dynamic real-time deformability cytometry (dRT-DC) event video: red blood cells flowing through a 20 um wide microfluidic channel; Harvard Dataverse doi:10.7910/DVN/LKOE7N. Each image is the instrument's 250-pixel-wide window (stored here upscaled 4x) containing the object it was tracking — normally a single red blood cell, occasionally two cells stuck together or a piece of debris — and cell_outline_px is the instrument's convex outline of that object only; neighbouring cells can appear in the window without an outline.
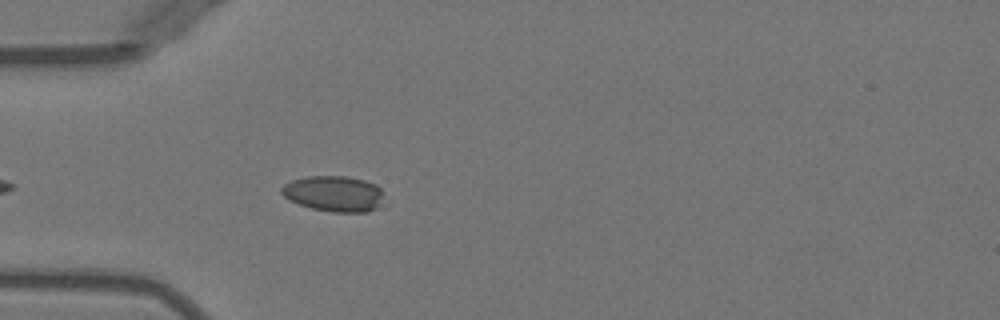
{"species": "Egyptian fruit bat (a non-hibernating species)", "species_latin": "Rousettus aegyptiacus", "temperature_condition": "warm", "stored_images_in_passage": 18, "camera_frame_rate_fps": 3000, "um_per_image_px": 0.085, "animal": {"sex": "female"}, "frame": {"image": 1, "passage_image": 5, "time_ms": 1.333, "image_size_px": [1000, 320], "cell_outline_px": [[380, 196], [376, 208], [364, 212], [332, 212], [312, 208], [300, 204], [284, 196], [280, 192], [280, 188], [284, 184], [292, 180], [308, 176], [348, 176], [364, 180], [376, 184], [380, 188]], "centroid_in_image_um": [28.33, 16.44], "position_along_channel_um": 56.7, "area_um2": 20.92}}
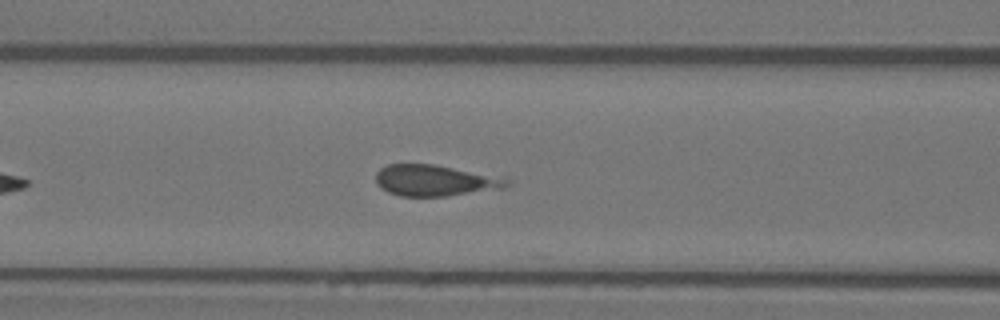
{"frame": {"image": 2, "passage_image": 11, "time_ms": 3.333, "image_size_px": [1000, 320], "cell_outline_px": [[512, 184], [508, 188], [444, 196], [400, 196], [388, 192], [380, 188], [376, 184], [376, 172], [380, 168], [388, 164], [436, 164], [508, 176], [512, 180]], "centroid_in_image_um": [37.11, 15.32], "position_along_channel_um": 129.5, "area_um2": 24.68}}
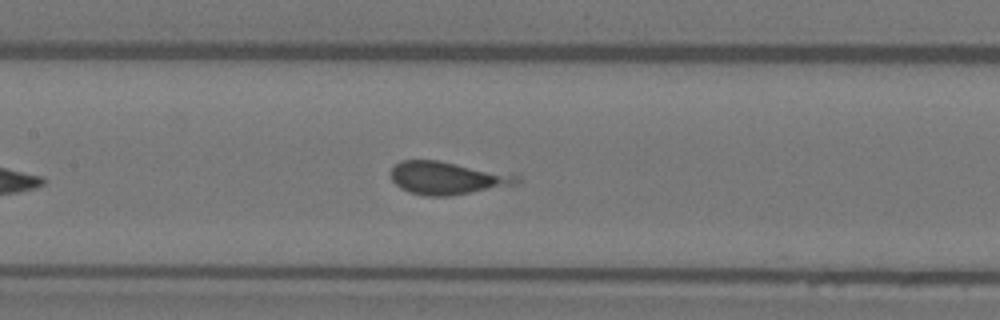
{"frame": {"image": 3, "passage_image": 14, "time_ms": 4.333, "image_size_px": [1000, 320], "cell_outline_px": [[524, 180], [516, 184], [452, 196], [424, 196], [408, 192], [400, 188], [392, 180], [392, 168], [400, 160], [436, 160], [520, 176]], "centroid_in_image_um": [37.99, 15.15], "position_along_channel_um": 169.4, "area_um2": 23.87}}